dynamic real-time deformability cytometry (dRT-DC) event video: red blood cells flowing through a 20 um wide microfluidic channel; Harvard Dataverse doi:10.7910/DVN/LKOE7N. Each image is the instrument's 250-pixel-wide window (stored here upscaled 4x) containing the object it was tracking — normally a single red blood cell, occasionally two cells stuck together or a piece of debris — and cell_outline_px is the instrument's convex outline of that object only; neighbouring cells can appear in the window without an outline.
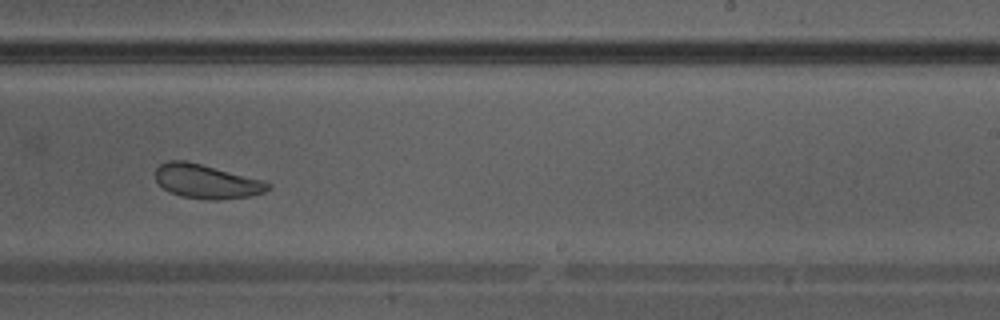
{"species": "Egyptian fruit bat (a non-hibernating species)", "species_latin": "Rousettus aegyptiacus", "temperature_condition": "warm", "stored_images_in_passage": 37, "camera_frame_rate_fps": 3000, "um_per_image_px": 0.085, "animal": {"sex": "male"}, "frame": {"image": 1, "passage_image": 22, "time_ms": 7.0, "image_size_px": [1000, 320], "cell_outline_px": [[272, 184], [264, 192], [252, 196], [216, 200], [208, 200], [180, 196], [168, 192], [156, 180], [156, 168], [160, 164], [168, 160], [188, 160], [264, 180]], "centroid_in_image_um": [17.56, 15.41], "position_along_channel_um": 271.4, "area_um2": 22.6}}